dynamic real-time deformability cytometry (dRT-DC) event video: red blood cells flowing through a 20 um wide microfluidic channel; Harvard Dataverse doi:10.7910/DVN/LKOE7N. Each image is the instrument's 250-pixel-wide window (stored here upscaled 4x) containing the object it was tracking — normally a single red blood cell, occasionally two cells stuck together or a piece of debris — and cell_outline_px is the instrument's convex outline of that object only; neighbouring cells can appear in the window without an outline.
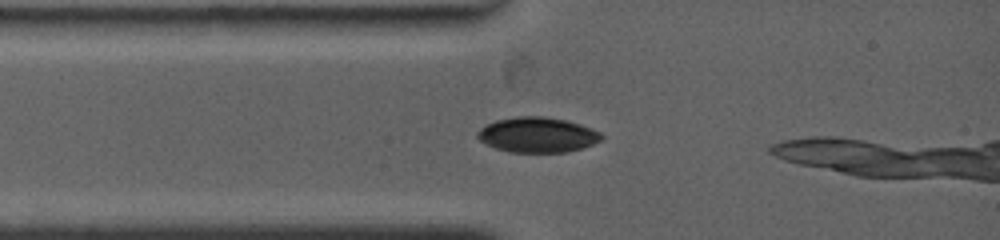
{"species": "common noctule bat (a hibernating species)", "species_latin": "Nyctalus noctula", "temperature_condition": "warm", "stored_images_in_passage": 6, "camera_frame_rate_fps": 4500, "um_per_image_px": 0.085, "animal": {"sex": "female", "body_mass_g": 19.0, "forearm_length_mm": 53.3}, "frame": {"image": 1, "passage_image": 1, "time_ms": 0.0, "image_size_px": [1000, 240], "cell_outline_px": [[604, 136], [600, 140], [592, 144], [568, 152], [508, 152], [496, 148], [480, 140], [476, 136], [476, 132], [480, 128], [496, 120], [516, 116], [544, 116], [568, 120], [592, 128], [600, 132]], "centroid_in_image_um": [45.68, 11.45], "position_along_channel_um": 39.3, "area_um2": 25.43}}
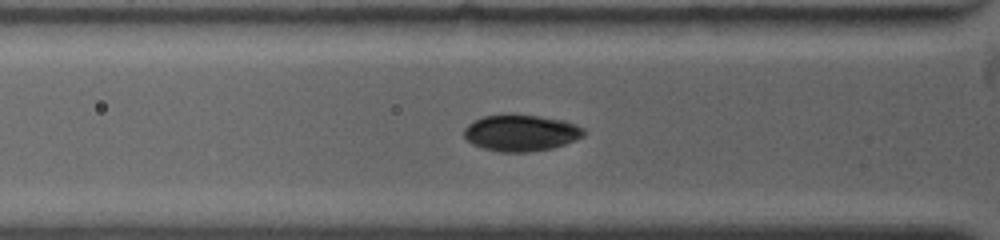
{"frame": {"image": 2, "passage_image": 4, "time_ms": 1.111, "image_size_px": [1000, 240], "cell_outline_px": [[584, 136], [576, 140], [552, 148], [528, 152], [500, 152], [484, 148], [472, 144], [464, 136], [464, 128], [468, 124], [484, 116], [512, 112], [564, 120], [576, 124], [584, 128]], "centroid_in_image_um": [44.28, 11.27], "position_along_channel_um": 81.5, "area_um2": 25.78}}